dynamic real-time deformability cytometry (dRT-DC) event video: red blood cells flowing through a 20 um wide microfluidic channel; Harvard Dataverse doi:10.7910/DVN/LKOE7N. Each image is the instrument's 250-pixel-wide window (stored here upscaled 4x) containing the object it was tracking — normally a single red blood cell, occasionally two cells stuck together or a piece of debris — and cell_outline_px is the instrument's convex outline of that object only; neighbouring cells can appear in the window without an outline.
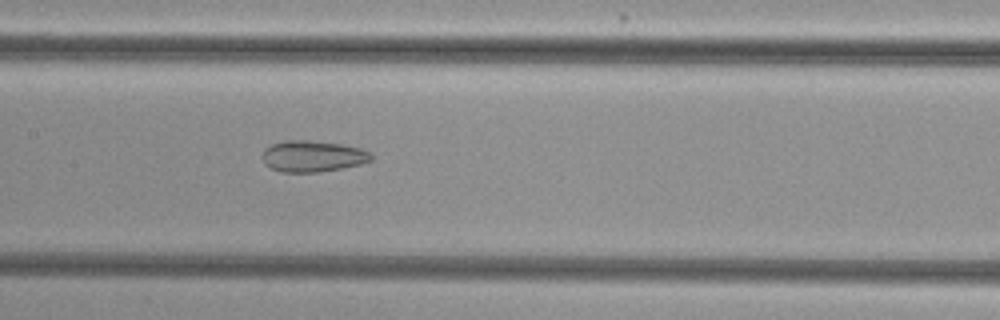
{"species": "common noctule bat (a hibernating species)", "species_latin": "Nyctalus noctula", "temperature_condition": "cold", "stored_images_in_passage": 40, "camera_frame_rate_fps": 3000, "um_per_image_px": 0.085, "animal": {"sex": "female", "body_mass_g": 29.2, "forearm_length_mm": 56.3}, "frame": {"image": 1, "passage_image": 13, "time_ms": 4.0, "image_size_px": [1000, 320], "cell_outline_px": [[372, 160], [360, 164], [340, 168], [316, 172], [280, 172], [264, 164], [260, 156], [264, 148], [272, 144], [288, 140], [308, 140], [340, 144], [360, 148], [368, 152], [372, 156]], "centroid_in_image_um": [26.51, 13.28], "position_along_channel_um": 180.9, "area_um2": 19.77}}
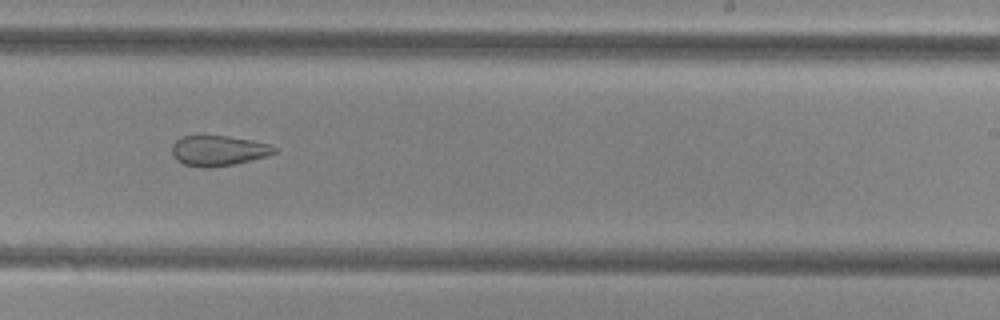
{"frame": {"image": 2, "passage_image": 20, "time_ms": 6.333, "image_size_px": [1000, 320], "cell_outline_px": [[276, 152], [268, 156], [232, 164], [208, 168], [200, 168], [184, 164], [176, 160], [172, 156], [172, 144], [176, 140], [184, 136], [228, 136], [252, 140], [272, 144], [276, 148]], "centroid_in_image_um": [18.56, 12.81], "position_along_channel_um": 270.4, "area_um2": 18.15}}
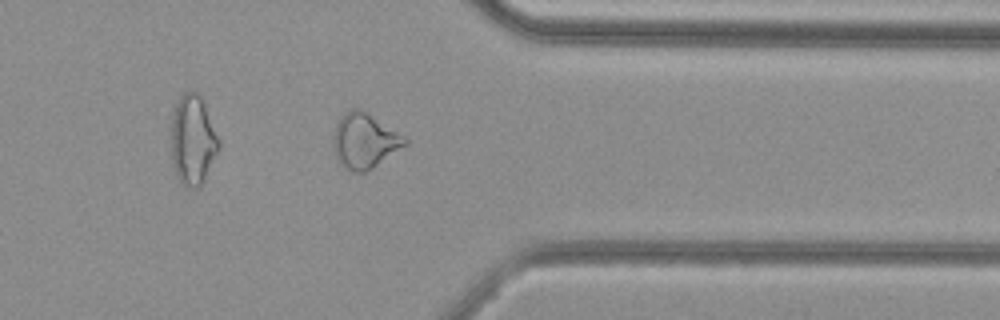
{"frame": {"image": 3, "passage_image": 29, "time_ms": 9.333, "image_size_px": [1000, 320], "cell_outline_px": [[408, 144], [372, 168], [364, 172], [352, 172], [344, 168], [336, 160], [332, 152], [332, 136], [336, 124], [340, 116], [344, 112], [352, 108], [360, 108], [404, 136], [408, 140]], "centroid_in_image_um": [30.92, 11.98], "position_along_channel_um": 380.5, "area_um2": 23.24}, "authors_computed_cell_mechanics": {"area_um2": 21.675, "velocity_mm_per_s": 3.8524, "shape_relaxation_time_tau1_ms": null, "shape_relaxation_time_tau2_ms": 3.9434, "deformation_change_tau1": null, "deformation_change_tau2": 0.1187}}